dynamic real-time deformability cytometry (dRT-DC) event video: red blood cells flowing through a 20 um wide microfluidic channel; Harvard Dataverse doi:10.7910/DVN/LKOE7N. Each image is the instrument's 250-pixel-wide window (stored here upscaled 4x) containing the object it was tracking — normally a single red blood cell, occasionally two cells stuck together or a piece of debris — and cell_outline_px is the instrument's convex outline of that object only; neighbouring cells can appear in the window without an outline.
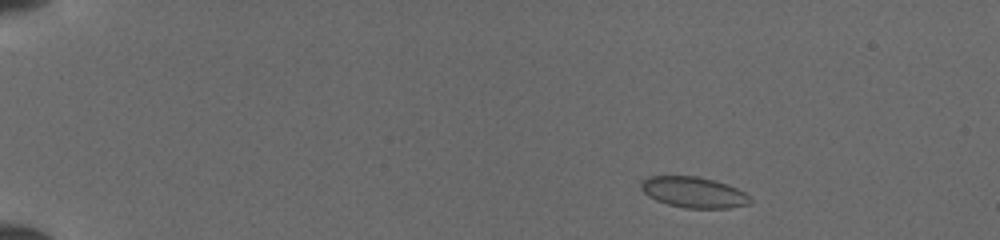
{"species": "common noctule bat (a hibernating species)", "species_latin": "Nyctalus noctula", "temperature_condition": "cold", "stored_images_in_passage": 47, "camera_frame_rate_fps": 3000, "um_per_image_px": 0.085, "animal": {"sex": "female", "body_mass_g": 19.5, "forearm_length_mm": 54.1}, "frame": {"image": 1, "passage_image": 4, "time_ms": 1.0, "image_size_px": [1000, 240], "cell_outline_px": [[752, 200], [748, 204], [728, 208], [684, 208], [668, 204], [656, 200], [648, 196], [640, 188], [640, 184], [648, 176], [696, 176], [728, 184], [752, 196]], "centroid_in_image_um": [58.97, 16.35], "position_along_channel_um": 26.0, "area_um2": 19.59}}
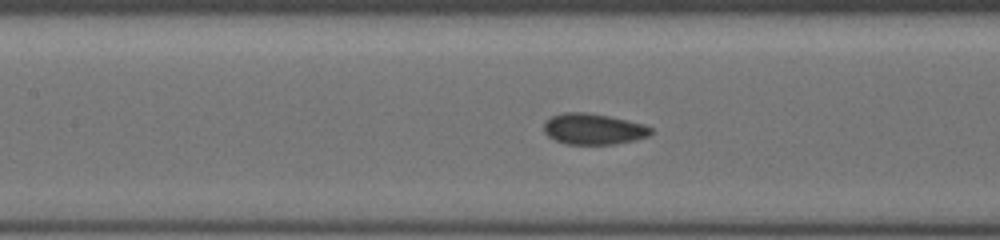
{"frame": {"image": 2, "passage_image": 21, "time_ms": 6.667, "image_size_px": [1000, 240], "cell_outline_px": [[652, 132], [648, 136], [636, 140], [612, 144], [564, 144], [548, 136], [544, 132], [544, 124], [552, 116], [564, 112], [588, 112], [628, 120], [644, 124], [652, 128]], "centroid_in_image_um": [50.45, 10.96], "position_along_channel_um": 157.0, "area_um2": 19.31}}
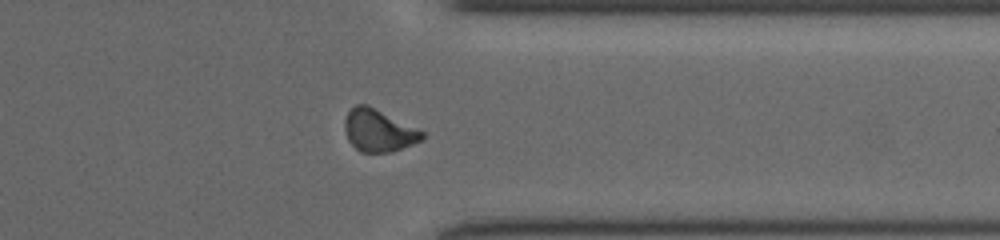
{"frame": {"image": 3, "passage_image": 37, "time_ms": 12.0, "image_size_px": [1000, 240], "cell_outline_px": [[424, 136], [420, 140], [412, 144], [392, 152], [360, 152], [348, 140], [344, 128], [344, 120], [348, 112], [356, 104], [368, 104], [424, 132]], "centroid_in_image_um": [32.15, 11.09], "position_along_channel_um": 379.3, "area_um2": 18.9}}